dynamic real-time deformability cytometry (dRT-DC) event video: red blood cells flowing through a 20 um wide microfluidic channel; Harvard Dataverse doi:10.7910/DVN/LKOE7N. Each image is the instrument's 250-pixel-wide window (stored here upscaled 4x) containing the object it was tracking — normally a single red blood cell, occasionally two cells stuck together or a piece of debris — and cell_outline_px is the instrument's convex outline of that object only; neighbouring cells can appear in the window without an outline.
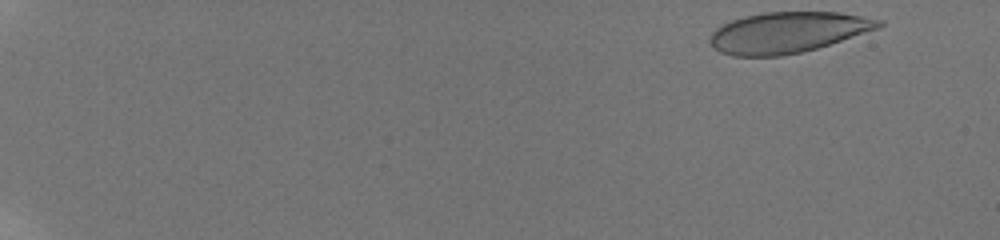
{"species": "human", "species_latin": "Homo sapiens", "temperature_condition": "room temperature", "stored_images_in_passage": 11, "camera_frame_rate_fps": 3000, "um_per_image_px": 0.085, "donor": {"sex": "male"}, "frame": {"image": 1, "passage_image": 1, "time_ms": 0.0, "image_size_px": [1000, 240], "cell_outline_px": [[884, 24], [876, 28], [816, 48], [800, 52], [780, 56], [732, 56], [720, 52], [712, 48], [708, 40], [712, 32], [716, 28], [732, 20], [744, 16], [764, 12], [840, 12], [884, 20]], "centroid_in_image_um": [66.89, 2.75], "position_along_channel_um": 18.1, "area_um2": 39.88}}